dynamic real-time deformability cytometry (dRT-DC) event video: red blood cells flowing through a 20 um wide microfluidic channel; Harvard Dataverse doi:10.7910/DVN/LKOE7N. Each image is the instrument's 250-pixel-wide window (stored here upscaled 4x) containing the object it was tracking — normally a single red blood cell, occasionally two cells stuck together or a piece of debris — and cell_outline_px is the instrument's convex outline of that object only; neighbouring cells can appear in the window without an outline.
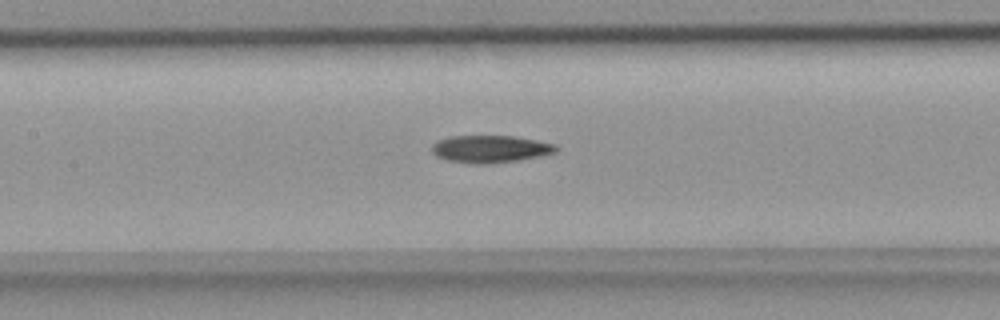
{"species": "common noctule bat (a hibernating species)", "species_latin": "Nyctalus noctula", "temperature_condition": "room temperature", "stored_images_in_passage": 33, "camera_frame_rate_fps": 3000, "um_per_image_px": 0.085, "animal": {"sex": "female", "body_mass_g": 18.4}, "frame": {"image": 1, "passage_image": 11, "time_ms": 3.333, "image_size_px": [1000, 320], "cell_outline_px": [[560, 148], [556, 152], [540, 156], [516, 160], [484, 164], [476, 164], [448, 160], [436, 156], [432, 152], [432, 144], [436, 140], [448, 136], [512, 136], [536, 140], [556, 144]], "centroid_in_image_um": [41.66, 12.65], "position_along_channel_um": 165.7, "area_um2": 19.77}}
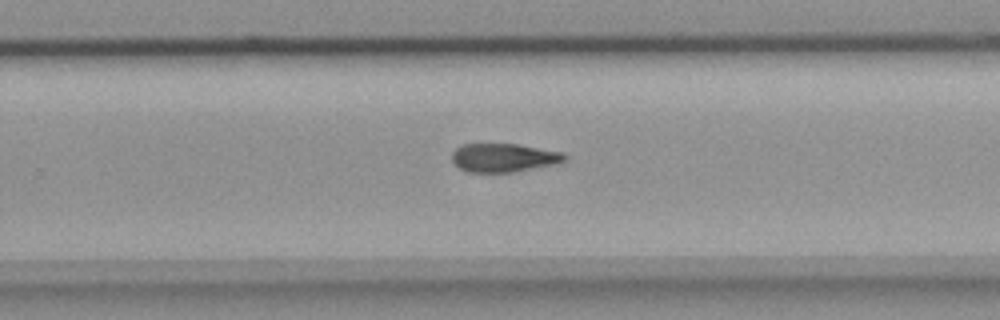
{"frame": {"image": 2, "passage_image": 20, "time_ms": 6.333, "image_size_px": [1000, 320], "cell_outline_px": [[568, 160], [556, 164], [512, 172], [468, 172], [460, 168], [452, 160], [452, 152], [460, 144], [520, 144], [564, 152], [568, 156]], "centroid_in_image_um": [42.87, 13.39], "position_along_channel_um": 286.9, "area_um2": 18.96}}
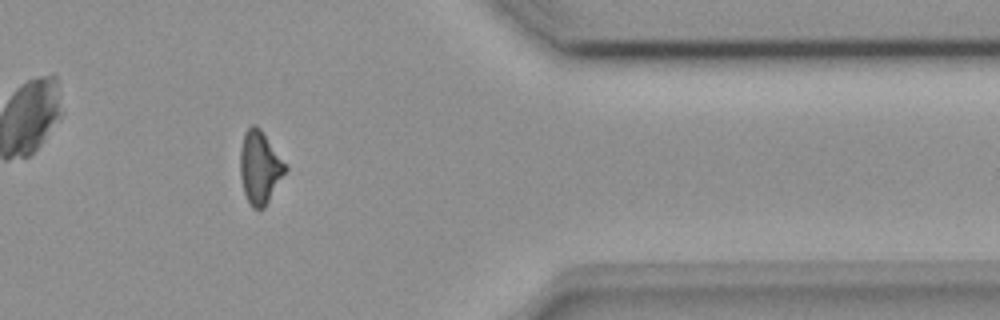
{"frame": {"image": 3, "passage_image": 29, "time_ms": 9.333, "image_size_px": [1000, 320], "cell_outline_px": [[288, 168], [264, 208], [252, 208], [244, 192], [240, 176], [240, 148], [244, 132], [252, 124], [256, 124], [260, 128]], "centroid_in_image_um": [22.06, 14.21], "position_along_channel_um": 389.3, "area_um2": 18.9}}